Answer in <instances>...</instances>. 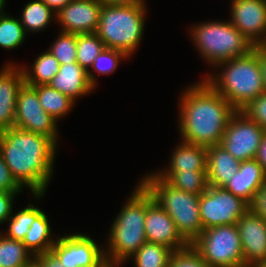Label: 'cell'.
<instances>
[{
	"label": "cell",
	"mask_w": 266,
	"mask_h": 267,
	"mask_svg": "<svg viewBox=\"0 0 266 267\" xmlns=\"http://www.w3.org/2000/svg\"><path fill=\"white\" fill-rule=\"evenodd\" d=\"M260 50L262 77L264 81V89L266 91V47L263 45L258 46Z\"/></svg>",
	"instance_id": "b9f144b4"
},
{
	"label": "cell",
	"mask_w": 266,
	"mask_h": 267,
	"mask_svg": "<svg viewBox=\"0 0 266 267\" xmlns=\"http://www.w3.org/2000/svg\"><path fill=\"white\" fill-rule=\"evenodd\" d=\"M155 173L170 186L195 195H201L209 186L207 171Z\"/></svg>",
	"instance_id": "484cf974"
},
{
	"label": "cell",
	"mask_w": 266,
	"mask_h": 267,
	"mask_svg": "<svg viewBox=\"0 0 266 267\" xmlns=\"http://www.w3.org/2000/svg\"><path fill=\"white\" fill-rule=\"evenodd\" d=\"M57 144L46 136L10 128L0 132V152L13 177L38 200L53 174Z\"/></svg>",
	"instance_id": "6da1fadb"
},
{
	"label": "cell",
	"mask_w": 266,
	"mask_h": 267,
	"mask_svg": "<svg viewBox=\"0 0 266 267\" xmlns=\"http://www.w3.org/2000/svg\"><path fill=\"white\" fill-rule=\"evenodd\" d=\"M104 48V42L96 33L77 34V63L88 71L89 80L94 86L97 84V77L90 67Z\"/></svg>",
	"instance_id": "4316f807"
},
{
	"label": "cell",
	"mask_w": 266,
	"mask_h": 267,
	"mask_svg": "<svg viewBox=\"0 0 266 267\" xmlns=\"http://www.w3.org/2000/svg\"><path fill=\"white\" fill-rule=\"evenodd\" d=\"M0 70V132L15 127V108L20 88L25 83L21 66L4 64Z\"/></svg>",
	"instance_id": "e0dca14e"
},
{
	"label": "cell",
	"mask_w": 266,
	"mask_h": 267,
	"mask_svg": "<svg viewBox=\"0 0 266 267\" xmlns=\"http://www.w3.org/2000/svg\"><path fill=\"white\" fill-rule=\"evenodd\" d=\"M146 7L103 2L96 34L105 48L123 52L130 57L144 35Z\"/></svg>",
	"instance_id": "5b68a950"
},
{
	"label": "cell",
	"mask_w": 266,
	"mask_h": 267,
	"mask_svg": "<svg viewBox=\"0 0 266 267\" xmlns=\"http://www.w3.org/2000/svg\"><path fill=\"white\" fill-rule=\"evenodd\" d=\"M48 84L73 101L95 89L89 80L88 71L77 62L60 65L59 72Z\"/></svg>",
	"instance_id": "d6986e66"
},
{
	"label": "cell",
	"mask_w": 266,
	"mask_h": 267,
	"mask_svg": "<svg viewBox=\"0 0 266 267\" xmlns=\"http://www.w3.org/2000/svg\"><path fill=\"white\" fill-rule=\"evenodd\" d=\"M5 5H6V0H0V15L5 13L4 12L5 10L4 8H6Z\"/></svg>",
	"instance_id": "f6af8a7d"
},
{
	"label": "cell",
	"mask_w": 266,
	"mask_h": 267,
	"mask_svg": "<svg viewBox=\"0 0 266 267\" xmlns=\"http://www.w3.org/2000/svg\"><path fill=\"white\" fill-rule=\"evenodd\" d=\"M129 58L123 52L114 50L111 48H104L99 55L95 58L91 70L98 72L101 75L110 74L115 72L118 67L120 60Z\"/></svg>",
	"instance_id": "d6a6232c"
},
{
	"label": "cell",
	"mask_w": 266,
	"mask_h": 267,
	"mask_svg": "<svg viewBox=\"0 0 266 267\" xmlns=\"http://www.w3.org/2000/svg\"><path fill=\"white\" fill-rule=\"evenodd\" d=\"M48 50L60 65L77 62V34L60 31Z\"/></svg>",
	"instance_id": "1f68e13d"
},
{
	"label": "cell",
	"mask_w": 266,
	"mask_h": 267,
	"mask_svg": "<svg viewBox=\"0 0 266 267\" xmlns=\"http://www.w3.org/2000/svg\"><path fill=\"white\" fill-rule=\"evenodd\" d=\"M249 209L250 205L247 202L224 187L209 185L199 198L203 230L221 225H237Z\"/></svg>",
	"instance_id": "9c48e42d"
},
{
	"label": "cell",
	"mask_w": 266,
	"mask_h": 267,
	"mask_svg": "<svg viewBox=\"0 0 266 267\" xmlns=\"http://www.w3.org/2000/svg\"><path fill=\"white\" fill-rule=\"evenodd\" d=\"M175 148L169 166L157 172L207 171V147L181 141Z\"/></svg>",
	"instance_id": "44dd1931"
},
{
	"label": "cell",
	"mask_w": 266,
	"mask_h": 267,
	"mask_svg": "<svg viewBox=\"0 0 266 267\" xmlns=\"http://www.w3.org/2000/svg\"><path fill=\"white\" fill-rule=\"evenodd\" d=\"M207 148L208 183L210 186L224 187L238 171L240 161L220 144Z\"/></svg>",
	"instance_id": "ffe728a7"
},
{
	"label": "cell",
	"mask_w": 266,
	"mask_h": 267,
	"mask_svg": "<svg viewBox=\"0 0 266 267\" xmlns=\"http://www.w3.org/2000/svg\"><path fill=\"white\" fill-rule=\"evenodd\" d=\"M37 90L42 108L56 121L67 115L75 105L70 97L53 89L49 84L33 86Z\"/></svg>",
	"instance_id": "d4e9b609"
},
{
	"label": "cell",
	"mask_w": 266,
	"mask_h": 267,
	"mask_svg": "<svg viewBox=\"0 0 266 267\" xmlns=\"http://www.w3.org/2000/svg\"><path fill=\"white\" fill-rule=\"evenodd\" d=\"M123 264V262H113V261H108V260H104L98 267H121Z\"/></svg>",
	"instance_id": "ee69618b"
},
{
	"label": "cell",
	"mask_w": 266,
	"mask_h": 267,
	"mask_svg": "<svg viewBox=\"0 0 266 267\" xmlns=\"http://www.w3.org/2000/svg\"><path fill=\"white\" fill-rule=\"evenodd\" d=\"M42 212L37 206L33 204L27 205V207L21 208L20 211L13 214L7 219L9 221V226L7 232H2L6 237L23 240L26 233L29 231L31 224L34 222L35 218Z\"/></svg>",
	"instance_id": "4dcf8cb0"
},
{
	"label": "cell",
	"mask_w": 266,
	"mask_h": 267,
	"mask_svg": "<svg viewBox=\"0 0 266 267\" xmlns=\"http://www.w3.org/2000/svg\"><path fill=\"white\" fill-rule=\"evenodd\" d=\"M254 267H266V262L258 263Z\"/></svg>",
	"instance_id": "bcb514c9"
},
{
	"label": "cell",
	"mask_w": 266,
	"mask_h": 267,
	"mask_svg": "<svg viewBox=\"0 0 266 267\" xmlns=\"http://www.w3.org/2000/svg\"><path fill=\"white\" fill-rule=\"evenodd\" d=\"M18 193H11L0 190V224L7 222V219L12 215L13 201Z\"/></svg>",
	"instance_id": "8d00e7d4"
},
{
	"label": "cell",
	"mask_w": 266,
	"mask_h": 267,
	"mask_svg": "<svg viewBox=\"0 0 266 267\" xmlns=\"http://www.w3.org/2000/svg\"><path fill=\"white\" fill-rule=\"evenodd\" d=\"M55 237L51 252L64 267H98L106 259V247L101 248L91 236L76 232Z\"/></svg>",
	"instance_id": "7c38bea8"
},
{
	"label": "cell",
	"mask_w": 266,
	"mask_h": 267,
	"mask_svg": "<svg viewBox=\"0 0 266 267\" xmlns=\"http://www.w3.org/2000/svg\"><path fill=\"white\" fill-rule=\"evenodd\" d=\"M180 95L181 141L205 147L221 144L227 124L237 110L204 79Z\"/></svg>",
	"instance_id": "7a4b0ae2"
},
{
	"label": "cell",
	"mask_w": 266,
	"mask_h": 267,
	"mask_svg": "<svg viewBox=\"0 0 266 267\" xmlns=\"http://www.w3.org/2000/svg\"><path fill=\"white\" fill-rule=\"evenodd\" d=\"M237 227L246 267L266 262V221L249 209Z\"/></svg>",
	"instance_id": "2e32d148"
},
{
	"label": "cell",
	"mask_w": 266,
	"mask_h": 267,
	"mask_svg": "<svg viewBox=\"0 0 266 267\" xmlns=\"http://www.w3.org/2000/svg\"><path fill=\"white\" fill-rule=\"evenodd\" d=\"M172 253L164 245L145 242L130 259L134 267H168Z\"/></svg>",
	"instance_id": "f1b7e54d"
},
{
	"label": "cell",
	"mask_w": 266,
	"mask_h": 267,
	"mask_svg": "<svg viewBox=\"0 0 266 267\" xmlns=\"http://www.w3.org/2000/svg\"><path fill=\"white\" fill-rule=\"evenodd\" d=\"M243 112L250 120L258 123L266 130V91L250 101L243 109Z\"/></svg>",
	"instance_id": "e575fe53"
},
{
	"label": "cell",
	"mask_w": 266,
	"mask_h": 267,
	"mask_svg": "<svg viewBox=\"0 0 266 267\" xmlns=\"http://www.w3.org/2000/svg\"><path fill=\"white\" fill-rule=\"evenodd\" d=\"M265 182L266 173L256 158H253L240 162L238 171L224 188L250 205Z\"/></svg>",
	"instance_id": "ac0fdd59"
},
{
	"label": "cell",
	"mask_w": 266,
	"mask_h": 267,
	"mask_svg": "<svg viewBox=\"0 0 266 267\" xmlns=\"http://www.w3.org/2000/svg\"><path fill=\"white\" fill-rule=\"evenodd\" d=\"M24 81L29 86L48 84L59 72L60 64L49 50L40 54L35 59L32 68L21 66Z\"/></svg>",
	"instance_id": "603a6c76"
},
{
	"label": "cell",
	"mask_w": 266,
	"mask_h": 267,
	"mask_svg": "<svg viewBox=\"0 0 266 267\" xmlns=\"http://www.w3.org/2000/svg\"><path fill=\"white\" fill-rule=\"evenodd\" d=\"M110 4L141 5L146 7V0H104Z\"/></svg>",
	"instance_id": "7bdbcfd3"
},
{
	"label": "cell",
	"mask_w": 266,
	"mask_h": 267,
	"mask_svg": "<svg viewBox=\"0 0 266 267\" xmlns=\"http://www.w3.org/2000/svg\"><path fill=\"white\" fill-rule=\"evenodd\" d=\"M250 209L266 221V182L256 192Z\"/></svg>",
	"instance_id": "74e56055"
},
{
	"label": "cell",
	"mask_w": 266,
	"mask_h": 267,
	"mask_svg": "<svg viewBox=\"0 0 266 267\" xmlns=\"http://www.w3.org/2000/svg\"><path fill=\"white\" fill-rule=\"evenodd\" d=\"M0 190L11 193H20L23 190V187L16 181V179L10 172V169L6 165L1 152H0Z\"/></svg>",
	"instance_id": "d590c367"
},
{
	"label": "cell",
	"mask_w": 266,
	"mask_h": 267,
	"mask_svg": "<svg viewBox=\"0 0 266 267\" xmlns=\"http://www.w3.org/2000/svg\"><path fill=\"white\" fill-rule=\"evenodd\" d=\"M256 160L259 162V164L263 167L265 173H266V132L263 135L261 144L258 148V152L256 155Z\"/></svg>",
	"instance_id": "ab89813d"
},
{
	"label": "cell",
	"mask_w": 266,
	"mask_h": 267,
	"mask_svg": "<svg viewBox=\"0 0 266 267\" xmlns=\"http://www.w3.org/2000/svg\"><path fill=\"white\" fill-rule=\"evenodd\" d=\"M191 246L209 267H246L237 225L204 229Z\"/></svg>",
	"instance_id": "ba28073f"
},
{
	"label": "cell",
	"mask_w": 266,
	"mask_h": 267,
	"mask_svg": "<svg viewBox=\"0 0 266 267\" xmlns=\"http://www.w3.org/2000/svg\"><path fill=\"white\" fill-rule=\"evenodd\" d=\"M215 67L223 69L214 73L215 76L207 74L203 79L237 111L265 92L258 47L249 54L223 61Z\"/></svg>",
	"instance_id": "3957f363"
},
{
	"label": "cell",
	"mask_w": 266,
	"mask_h": 267,
	"mask_svg": "<svg viewBox=\"0 0 266 267\" xmlns=\"http://www.w3.org/2000/svg\"><path fill=\"white\" fill-rule=\"evenodd\" d=\"M35 257L21 240L6 237L0 232V267H29Z\"/></svg>",
	"instance_id": "cb8c5ba5"
},
{
	"label": "cell",
	"mask_w": 266,
	"mask_h": 267,
	"mask_svg": "<svg viewBox=\"0 0 266 267\" xmlns=\"http://www.w3.org/2000/svg\"><path fill=\"white\" fill-rule=\"evenodd\" d=\"M34 264L36 267H64L52 252H46L35 256Z\"/></svg>",
	"instance_id": "f35d334b"
},
{
	"label": "cell",
	"mask_w": 266,
	"mask_h": 267,
	"mask_svg": "<svg viewBox=\"0 0 266 267\" xmlns=\"http://www.w3.org/2000/svg\"><path fill=\"white\" fill-rule=\"evenodd\" d=\"M27 33L18 18L7 13L0 15V47L2 49H17L24 43Z\"/></svg>",
	"instance_id": "f546056e"
},
{
	"label": "cell",
	"mask_w": 266,
	"mask_h": 267,
	"mask_svg": "<svg viewBox=\"0 0 266 267\" xmlns=\"http://www.w3.org/2000/svg\"><path fill=\"white\" fill-rule=\"evenodd\" d=\"M123 204L109 230L105 258L127 262L147 242L145 236L146 188L139 182Z\"/></svg>",
	"instance_id": "277c9868"
},
{
	"label": "cell",
	"mask_w": 266,
	"mask_h": 267,
	"mask_svg": "<svg viewBox=\"0 0 266 267\" xmlns=\"http://www.w3.org/2000/svg\"><path fill=\"white\" fill-rule=\"evenodd\" d=\"M230 22L255 47L266 41V0H232Z\"/></svg>",
	"instance_id": "5bb4252c"
},
{
	"label": "cell",
	"mask_w": 266,
	"mask_h": 267,
	"mask_svg": "<svg viewBox=\"0 0 266 267\" xmlns=\"http://www.w3.org/2000/svg\"><path fill=\"white\" fill-rule=\"evenodd\" d=\"M56 14L72 0H41Z\"/></svg>",
	"instance_id": "60d3db41"
},
{
	"label": "cell",
	"mask_w": 266,
	"mask_h": 267,
	"mask_svg": "<svg viewBox=\"0 0 266 267\" xmlns=\"http://www.w3.org/2000/svg\"><path fill=\"white\" fill-rule=\"evenodd\" d=\"M144 228L147 242L164 245L173 251L182 250L190 245L178 232L171 217L147 190Z\"/></svg>",
	"instance_id": "4fadbf2b"
},
{
	"label": "cell",
	"mask_w": 266,
	"mask_h": 267,
	"mask_svg": "<svg viewBox=\"0 0 266 267\" xmlns=\"http://www.w3.org/2000/svg\"><path fill=\"white\" fill-rule=\"evenodd\" d=\"M190 34L201 57L212 66L256 48L230 21L198 23L191 27Z\"/></svg>",
	"instance_id": "52a82bcc"
},
{
	"label": "cell",
	"mask_w": 266,
	"mask_h": 267,
	"mask_svg": "<svg viewBox=\"0 0 266 267\" xmlns=\"http://www.w3.org/2000/svg\"><path fill=\"white\" fill-rule=\"evenodd\" d=\"M57 121L41 106L37 90L26 83L18 92L15 108V127L58 140Z\"/></svg>",
	"instance_id": "8fae6325"
},
{
	"label": "cell",
	"mask_w": 266,
	"mask_h": 267,
	"mask_svg": "<svg viewBox=\"0 0 266 267\" xmlns=\"http://www.w3.org/2000/svg\"><path fill=\"white\" fill-rule=\"evenodd\" d=\"M168 267H209L191 244L182 249L173 251Z\"/></svg>",
	"instance_id": "836d02e7"
},
{
	"label": "cell",
	"mask_w": 266,
	"mask_h": 267,
	"mask_svg": "<svg viewBox=\"0 0 266 267\" xmlns=\"http://www.w3.org/2000/svg\"><path fill=\"white\" fill-rule=\"evenodd\" d=\"M153 171L139 182L174 221L178 232L191 244L203 231L199 211L200 195L170 186Z\"/></svg>",
	"instance_id": "8992f818"
},
{
	"label": "cell",
	"mask_w": 266,
	"mask_h": 267,
	"mask_svg": "<svg viewBox=\"0 0 266 267\" xmlns=\"http://www.w3.org/2000/svg\"><path fill=\"white\" fill-rule=\"evenodd\" d=\"M51 230L48 217L46 213L42 211L35 218L29 231L22 240L34 257L42 253L51 252L54 243L57 241V238L55 239V237H52Z\"/></svg>",
	"instance_id": "7402d4cb"
},
{
	"label": "cell",
	"mask_w": 266,
	"mask_h": 267,
	"mask_svg": "<svg viewBox=\"0 0 266 267\" xmlns=\"http://www.w3.org/2000/svg\"><path fill=\"white\" fill-rule=\"evenodd\" d=\"M21 15L19 20L26 33L43 31L51 23L52 16L56 18V13L41 0L28 2Z\"/></svg>",
	"instance_id": "83f0119b"
},
{
	"label": "cell",
	"mask_w": 266,
	"mask_h": 267,
	"mask_svg": "<svg viewBox=\"0 0 266 267\" xmlns=\"http://www.w3.org/2000/svg\"><path fill=\"white\" fill-rule=\"evenodd\" d=\"M104 0H72L57 14L61 31L66 33H96Z\"/></svg>",
	"instance_id": "9a60e30c"
},
{
	"label": "cell",
	"mask_w": 266,
	"mask_h": 267,
	"mask_svg": "<svg viewBox=\"0 0 266 267\" xmlns=\"http://www.w3.org/2000/svg\"><path fill=\"white\" fill-rule=\"evenodd\" d=\"M265 132L243 112L236 111L227 124L220 145L240 162L253 159L256 158Z\"/></svg>",
	"instance_id": "30bf717a"
}]
</instances>
